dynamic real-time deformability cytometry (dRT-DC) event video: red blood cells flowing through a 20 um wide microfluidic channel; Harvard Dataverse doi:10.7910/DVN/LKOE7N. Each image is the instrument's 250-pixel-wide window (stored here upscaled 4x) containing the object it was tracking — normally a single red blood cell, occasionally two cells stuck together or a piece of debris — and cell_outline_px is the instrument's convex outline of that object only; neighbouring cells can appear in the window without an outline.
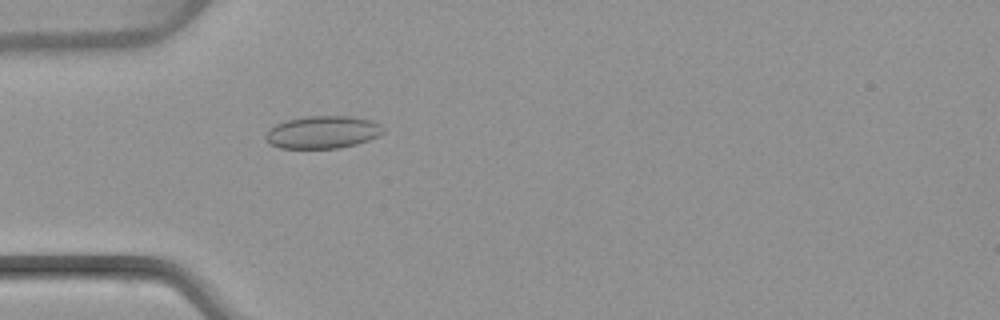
{"species": "common noctule bat (a hibernating species)", "species_latin": "Nyctalus noctula", "temperature_condition": "warm", "stored_images_in_passage": 1, "camera_frame_rate_fps": 3000, "um_per_image_px": 0.085, "animal": {"sex": "female", "body_mass_g": 22.7, "forearm_length_mm": 54.2}, "frame": {"image": 1, "passage_image": 1, "time_ms": 0.0, "image_size_px": [1000, 320], "cell_outline_px": [[384, 132], [380, 136], [356, 144], [336, 148], [280, 148], [272, 144], [264, 136], [276, 124], [288, 120], [308, 116], [352, 116], [372, 120], [380, 124], [384, 128]], "centroid_in_image_um": [27.49, 11.23], "position_along_channel_um": 57.5, "area_um2": 22.14}}